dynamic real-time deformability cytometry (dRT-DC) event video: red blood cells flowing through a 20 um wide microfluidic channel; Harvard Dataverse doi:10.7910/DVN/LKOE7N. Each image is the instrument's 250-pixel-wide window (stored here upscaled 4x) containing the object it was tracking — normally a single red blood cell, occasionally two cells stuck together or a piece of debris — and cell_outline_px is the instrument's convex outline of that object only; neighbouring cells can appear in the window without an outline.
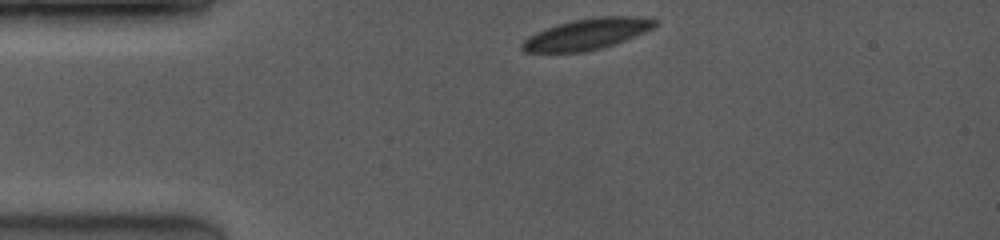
{"species": "common noctule bat (a hibernating species)", "species_latin": "Nyctalus noctula", "temperature_condition": "room temperature", "stored_images_in_passage": 5, "camera_frame_rate_fps": 3500, "um_per_image_px": 0.085, "animal": {"sex": "female", "body_mass_g": 19.0, "forearm_length_mm": 53.3}, "frame": {"image": 1, "passage_image": 1, "time_ms": 0.0, "image_size_px": [1000, 240], "cell_outline_px": [[656, 24], [652, 28], [644, 32], [624, 40], [600, 48], [584, 52], [524, 52], [520, 48], [520, 44], [528, 36], [536, 32], [572, 20], [596, 16], [632, 16], [656, 20]], "centroid_in_image_um": [49.83, 2.9], "position_along_channel_um": 35.2, "area_um2": 23.64}}
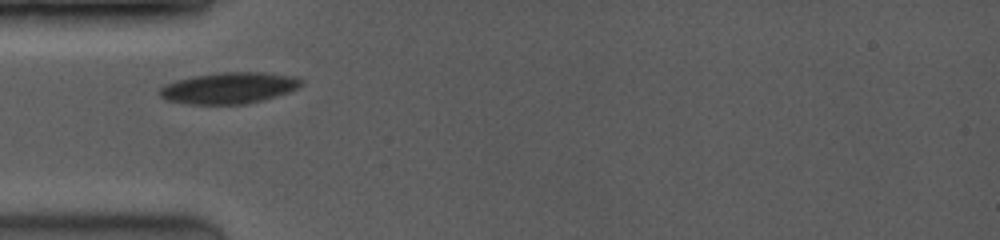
{"frame": {"image": 2, "passage_image": 4, "time_ms": 1.714, "image_size_px": [1000, 240], "cell_outline_px": [[304, 84], [300, 88], [264, 100], [248, 104], [192, 104], [168, 100], [160, 96], [160, 88], [164, 84], [176, 80], [192, 76], [220, 72], [264, 72], [296, 76], [304, 80]], "centroid_in_image_um": [19.53, 7.47], "position_along_channel_um": 65.5, "area_um2": 26.07}}